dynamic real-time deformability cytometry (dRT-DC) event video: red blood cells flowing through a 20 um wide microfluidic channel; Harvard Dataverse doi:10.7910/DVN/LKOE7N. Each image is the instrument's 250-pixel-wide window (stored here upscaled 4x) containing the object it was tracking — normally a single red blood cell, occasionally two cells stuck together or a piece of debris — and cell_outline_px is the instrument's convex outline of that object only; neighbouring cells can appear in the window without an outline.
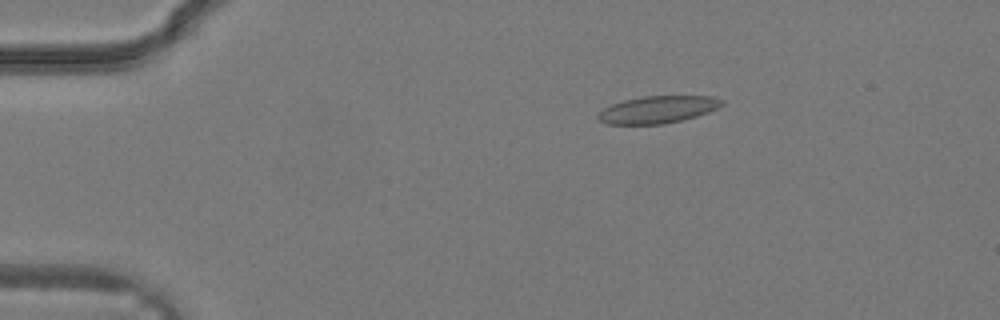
{"species": "common noctule bat (a hibernating species)", "species_latin": "Nyctalus noctula", "temperature_condition": "warm", "stored_images_in_passage": 10, "camera_frame_rate_fps": 3000, "um_per_image_px": 0.085, "animal": {"sex": "male", "body_mass_g": 19.2, "forearm_length_mm": 51.8}, "frame": {"image": 1, "passage_image": 6, "time_ms": 1.667, "image_size_px": [1000, 320], "cell_outline_px": [[724, 104], [708, 112], [696, 116], [664, 124], [608, 124], [600, 120], [596, 116], [604, 108], [612, 104], [624, 100], [644, 96], [712, 96], [724, 100]], "centroid_in_image_um": [55.92, 9.31], "position_along_channel_um": 29.1, "area_um2": 19.48}}